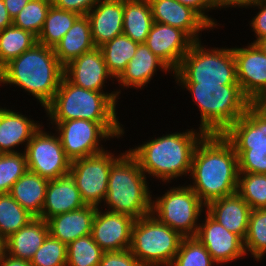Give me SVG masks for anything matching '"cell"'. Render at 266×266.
Wrapping results in <instances>:
<instances>
[{"mask_svg":"<svg viewBox=\"0 0 266 266\" xmlns=\"http://www.w3.org/2000/svg\"><path fill=\"white\" fill-rule=\"evenodd\" d=\"M238 156L223 134H205L192 157L189 186L207 205L237 193ZM191 177V178H190Z\"/></svg>","mask_w":266,"mask_h":266,"instance_id":"cell-1","label":"cell"},{"mask_svg":"<svg viewBox=\"0 0 266 266\" xmlns=\"http://www.w3.org/2000/svg\"><path fill=\"white\" fill-rule=\"evenodd\" d=\"M204 135L198 128L187 129L185 132L175 131L142 141V144L128 151L136 158L147 177L161 180L159 182H163L162 185L168 184L179 177L187 178L190 175L194 150Z\"/></svg>","mask_w":266,"mask_h":266,"instance_id":"cell-2","label":"cell"},{"mask_svg":"<svg viewBox=\"0 0 266 266\" xmlns=\"http://www.w3.org/2000/svg\"><path fill=\"white\" fill-rule=\"evenodd\" d=\"M63 77L64 66L53 48L36 43L1 69L0 85L18 86L45 108L52 101Z\"/></svg>","mask_w":266,"mask_h":266,"instance_id":"cell-3","label":"cell"},{"mask_svg":"<svg viewBox=\"0 0 266 266\" xmlns=\"http://www.w3.org/2000/svg\"><path fill=\"white\" fill-rule=\"evenodd\" d=\"M151 201L147 176L136 158L128 150L123 151L110 169L107 196L101 207L137 220L151 214Z\"/></svg>","mask_w":266,"mask_h":266,"instance_id":"cell-4","label":"cell"},{"mask_svg":"<svg viewBox=\"0 0 266 266\" xmlns=\"http://www.w3.org/2000/svg\"><path fill=\"white\" fill-rule=\"evenodd\" d=\"M118 94L84 89L65 76L52 101L44 108L50 122L85 119L97 123H120L116 106Z\"/></svg>","mask_w":266,"mask_h":266,"instance_id":"cell-5","label":"cell"},{"mask_svg":"<svg viewBox=\"0 0 266 266\" xmlns=\"http://www.w3.org/2000/svg\"><path fill=\"white\" fill-rule=\"evenodd\" d=\"M175 84L191 94L200 112L198 129L205 134H223L252 104L239 85Z\"/></svg>","mask_w":266,"mask_h":266,"instance_id":"cell-6","label":"cell"},{"mask_svg":"<svg viewBox=\"0 0 266 266\" xmlns=\"http://www.w3.org/2000/svg\"><path fill=\"white\" fill-rule=\"evenodd\" d=\"M194 41L172 77L176 83L239 85L233 47H207Z\"/></svg>","mask_w":266,"mask_h":266,"instance_id":"cell-7","label":"cell"},{"mask_svg":"<svg viewBox=\"0 0 266 266\" xmlns=\"http://www.w3.org/2000/svg\"><path fill=\"white\" fill-rule=\"evenodd\" d=\"M223 135L238 156L239 173L266 174V116L254 104Z\"/></svg>","mask_w":266,"mask_h":266,"instance_id":"cell-8","label":"cell"},{"mask_svg":"<svg viewBox=\"0 0 266 266\" xmlns=\"http://www.w3.org/2000/svg\"><path fill=\"white\" fill-rule=\"evenodd\" d=\"M183 238L149 214L134 221L129 249L142 266H170Z\"/></svg>","mask_w":266,"mask_h":266,"instance_id":"cell-9","label":"cell"},{"mask_svg":"<svg viewBox=\"0 0 266 266\" xmlns=\"http://www.w3.org/2000/svg\"><path fill=\"white\" fill-rule=\"evenodd\" d=\"M154 196L153 194L151 214L183 237H195L206 205L188 183L175 187L173 185L161 196Z\"/></svg>","mask_w":266,"mask_h":266,"instance_id":"cell-10","label":"cell"},{"mask_svg":"<svg viewBox=\"0 0 266 266\" xmlns=\"http://www.w3.org/2000/svg\"><path fill=\"white\" fill-rule=\"evenodd\" d=\"M56 131L66 156L71 160L91 156L105 150L101 144L125 135L121 123H97L85 119L49 122Z\"/></svg>","mask_w":266,"mask_h":266,"instance_id":"cell-11","label":"cell"},{"mask_svg":"<svg viewBox=\"0 0 266 266\" xmlns=\"http://www.w3.org/2000/svg\"><path fill=\"white\" fill-rule=\"evenodd\" d=\"M122 154L117 156L106 148L103 152L71 161L69 173L86 205L101 207L107 196L110 169Z\"/></svg>","mask_w":266,"mask_h":266,"instance_id":"cell-12","label":"cell"},{"mask_svg":"<svg viewBox=\"0 0 266 266\" xmlns=\"http://www.w3.org/2000/svg\"><path fill=\"white\" fill-rule=\"evenodd\" d=\"M43 126L41 125L27 144V166L29 171L47 180H54L69 174L71 160L66 156L56 132L45 131Z\"/></svg>","mask_w":266,"mask_h":266,"instance_id":"cell-13","label":"cell"},{"mask_svg":"<svg viewBox=\"0 0 266 266\" xmlns=\"http://www.w3.org/2000/svg\"><path fill=\"white\" fill-rule=\"evenodd\" d=\"M237 82L243 95L253 104L266 96V55L254 44L233 48Z\"/></svg>","mask_w":266,"mask_h":266,"instance_id":"cell-14","label":"cell"},{"mask_svg":"<svg viewBox=\"0 0 266 266\" xmlns=\"http://www.w3.org/2000/svg\"><path fill=\"white\" fill-rule=\"evenodd\" d=\"M200 222L202 223L199 224L195 237L205 246L217 266L237 262L236 260L246 256L244 241L226 230L206 211L204 219Z\"/></svg>","mask_w":266,"mask_h":266,"instance_id":"cell-15","label":"cell"},{"mask_svg":"<svg viewBox=\"0 0 266 266\" xmlns=\"http://www.w3.org/2000/svg\"><path fill=\"white\" fill-rule=\"evenodd\" d=\"M64 76L73 84L84 89L93 90L96 92H104L105 94H118L121 90L114 89L111 93L106 90L107 79L108 83L111 80L115 81L109 73L102 51L99 47L83 53L78 58H75L64 67Z\"/></svg>","mask_w":266,"mask_h":266,"instance_id":"cell-16","label":"cell"},{"mask_svg":"<svg viewBox=\"0 0 266 266\" xmlns=\"http://www.w3.org/2000/svg\"><path fill=\"white\" fill-rule=\"evenodd\" d=\"M134 221L131 216L97 207L91 235L104 252L129 249Z\"/></svg>","mask_w":266,"mask_h":266,"instance_id":"cell-17","label":"cell"},{"mask_svg":"<svg viewBox=\"0 0 266 266\" xmlns=\"http://www.w3.org/2000/svg\"><path fill=\"white\" fill-rule=\"evenodd\" d=\"M193 42L181 29L153 22L145 44L174 72Z\"/></svg>","mask_w":266,"mask_h":266,"instance_id":"cell-18","label":"cell"},{"mask_svg":"<svg viewBox=\"0 0 266 266\" xmlns=\"http://www.w3.org/2000/svg\"><path fill=\"white\" fill-rule=\"evenodd\" d=\"M153 21L184 31L193 41L201 39L203 31L213 28L192 8L177 0H149Z\"/></svg>","mask_w":266,"mask_h":266,"instance_id":"cell-19","label":"cell"},{"mask_svg":"<svg viewBox=\"0 0 266 266\" xmlns=\"http://www.w3.org/2000/svg\"><path fill=\"white\" fill-rule=\"evenodd\" d=\"M124 0H100L87 14L95 47L123 34Z\"/></svg>","mask_w":266,"mask_h":266,"instance_id":"cell-20","label":"cell"},{"mask_svg":"<svg viewBox=\"0 0 266 266\" xmlns=\"http://www.w3.org/2000/svg\"><path fill=\"white\" fill-rule=\"evenodd\" d=\"M161 69V70H160ZM160 70L173 74L171 68L158 56H156L145 43L138 44L134 57L128 62L127 67L116 79L120 88L126 90L134 88L143 89L150 84L152 77ZM146 85V86H145ZM145 86V87H144Z\"/></svg>","mask_w":266,"mask_h":266,"instance_id":"cell-21","label":"cell"},{"mask_svg":"<svg viewBox=\"0 0 266 266\" xmlns=\"http://www.w3.org/2000/svg\"><path fill=\"white\" fill-rule=\"evenodd\" d=\"M25 115L12 108L0 106V154L17 153L19 146L24 144L22 150L25 152L27 144L42 125V122L38 123L39 121Z\"/></svg>","mask_w":266,"mask_h":266,"instance_id":"cell-22","label":"cell"},{"mask_svg":"<svg viewBox=\"0 0 266 266\" xmlns=\"http://www.w3.org/2000/svg\"><path fill=\"white\" fill-rule=\"evenodd\" d=\"M251 210L238 193H235L211 201L206 205L205 211L226 230L238 235L244 241Z\"/></svg>","mask_w":266,"mask_h":266,"instance_id":"cell-23","label":"cell"},{"mask_svg":"<svg viewBox=\"0 0 266 266\" xmlns=\"http://www.w3.org/2000/svg\"><path fill=\"white\" fill-rule=\"evenodd\" d=\"M75 179L71 174L49 180L45 202L38 218L45 221L54 215L77 210L85 206Z\"/></svg>","mask_w":266,"mask_h":266,"instance_id":"cell-24","label":"cell"},{"mask_svg":"<svg viewBox=\"0 0 266 266\" xmlns=\"http://www.w3.org/2000/svg\"><path fill=\"white\" fill-rule=\"evenodd\" d=\"M97 207L85 205L80 209L61 213L47 219L49 234L68 245L91 234Z\"/></svg>","mask_w":266,"mask_h":266,"instance_id":"cell-25","label":"cell"},{"mask_svg":"<svg viewBox=\"0 0 266 266\" xmlns=\"http://www.w3.org/2000/svg\"><path fill=\"white\" fill-rule=\"evenodd\" d=\"M48 235L47 222L35 217L6 239V253L17 259L30 261Z\"/></svg>","mask_w":266,"mask_h":266,"instance_id":"cell-26","label":"cell"},{"mask_svg":"<svg viewBox=\"0 0 266 266\" xmlns=\"http://www.w3.org/2000/svg\"><path fill=\"white\" fill-rule=\"evenodd\" d=\"M94 48L90 21L86 15H82L75 21L53 50L58 61L65 67L75 58Z\"/></svg>","mask_w":266,"mask_h":266,"instance_id":"cell-27","label":"cell"},{"mask_svg":"<svg viewBox=\"0 0 266 266\" xmlns=\"http://www.w3.org/2000/svg\"><path fill=\"white\" fill-rule=\"evenodd\" d=\"M48 182L49 180L28 170L13 184L9 194L31 215L39 217Z\"/></svg>","mask_w":266,"mask_h":266,"instance_id":"cell-28","label":"cell"},{"mask_svg":"<svg viewBox=\"0 0 266 266\" xmlns=\"http://www.w3.org/2000/svg\"><path fill=\"white\" fill-rule=\"evenodd\" d=\"M153 22L149 0H124V35L139 44L145 43Z\"/></svg>","mask_w":266,"mask_h":266,"instance_id":"cell-29","label":"cell"},{"mask_svg":"<svg viewBox=\"0 0 266 266\" xmlns=\"http://www.w3.org/2000/svg\"><path fill=\"white\" fill-rule=\"evenodd\" d=\"M128 36L121 34L99 47L102 51L107 69L116 80L134 57L138 47Z\"/></svg>","mask_w":266,"mask_h":266,"instance_id":"cell-30","label":"cell"},{"mask_svg":"<svg viewBox=\"0 0 266 266\" xmlns=\"http://www.w3.org/2000/svg\"><path fill=\"white\" fill-rule=\"evenodd\" d=\"M81 15L56 8H49L37 43L54 48Z\"/></svg>","mask_w":266,"mask_h":266,"instance_id":"cell-31","label":"cell"},{"mask_svg":"<svg viewBox=\"0 0 266 266\" xmlns=\"http://www.w3.org/2000/svg\"><path fill=\"white\" fill-rule=\"evenodd\" d=\"M37 43V37L19 27H6L0 32V69Z\"/></svg>","mask_w":266,"mask_h":266,"instance_id":"cell-32","label":"cell"},{"mask_svg":"<svg viewBox=\"0 0 266 266\" xmlns=\"http://www.w3.org/2000/svg\"><path fill=\"white\" fill-rule=\"evenodd\" d=\"M35 217L9 193L0 194V236L7 239Z\"/></svg>","mask_w":266,"mask_h":266,"instance_id":"cell-33","label":"cell"},{"mask_svg":"<svg viewBox=\"0 0 266 266\" xmlns=\"http://www.w3.org/2000/svg\"><path fill=\"white\" fill-rule=\"evenodd\" d=\"M244 249L246 256L251 254L255 261L261 262V260L265 259L266 208L251 210L248 231L244 240Z\"/></svg>","mask_w":266,"mask_h":266,"instance_id":"cell-34","label":"cell"},{"mask_svg":"<svg viewBox=\"0 0 266 266\" xmlns=\"http://www.w3.org/2000/svg\"><path fill=\"white\" fill-rule=\"evenodd\" d=\"M103 253L91 234L80 237L67 245L66 266H99Z\"/></svg>","mask_w":266,"mask_h":266,"instance_id":"cell-35","label":"cell"},{"mask_svg":"<svg viewBox=\"0 0 266 266\" xmlns=\"http://www.w3.org/2000/svg\"><path fill=\"white\" fill-rule=\"evenodd\" d=\"M237 193L252 210L266 208V174L239 173Z\"/></svg>","mask_w":266,"mask_h":266,"instance_id":"cell-36","label":"cell"},{"mask_svg":"<svg viewBox=\"0 0 266 266\" xmlns=\"http://www.w3.org/2000/svg\"><path fill=\"white\" fill-rule=\"evenodd\" d=\"M52 0H31L13 19V25L38 37Z\"/></svg>","mask_w":266,"mask_h":266,"instance_id":"cell-37","label":"cell"},{"mask_svg":"<svg viewBox=\"0 0 266 266\" xmlns=\"http://www.w3.org/2000/svg\"><path fill=\"white\" fill-rule=\"evenodd\" d=\"M205 246L196 237H184L170 266H215Z\"/></svg>","mask_w":266,"mask_h":266,"instance_id":"cell-38","label":"cell"},{"mask_svg":"<svg viewBox=\"0 0 266 266\" xmlns=\"http://www.w3.org/2000/svg\"><path fill=\"white\" fill-rule=\"evenodd\" d=\"M28 171L25 152L0 154V194L9 193L13 184Z\"/></svg>","mask_w":266,"mask_h":266,"instance_id":"cell-39","label":"cell"},{"mask_svg":"<svg viewBox=\"0 0 266 266\" xmlns=\"http://www.w3.org/2000/svg\"><path fill=\"white\" fill-rule=\"evenodd\" d=\"M30 261L32 266H66L67 245L49 234Z\"/></svg>","mask_w":266,"mask_h":266,"instance_id":"cell-40","label":"cell"},{"mask_svg":"<svg viewBox=\"0 0 266 266\" xmlns=\"http://www.w3.org/2000/svg\"><path fill=\"white\" fill-rule=\"evenodd\" d=\"M99 266H142L130 249L104 252Z\"/></svg>","mask_w":266,"mask_h":266,"instance_id":"cell-41","label":"cell"},{"mask_svg":"<svg viewBox=\"0 0 266 266\" xmlns=\"http://www.w3.org/2000/svg\"><path fill=\"white\" fill-rule=\"evenodd\" d=\"M250 7H253V10L258 9V12L249 21L251 31L254 32V37L256 38L253 42L251 41V43H254L257 39L266 37V0H253L248 9Z\"/></svg>","mask_w":266,"mask_h":266,"instance_id":"cell-42","label":"cell"},{"mask_svg":"<svg viewBox=\"0 0 266 266\" xmlns=\"http://www.w3.org/2000/svg\"><path fill=\"white\" fill-rule=\"evenodd\" d=\"M100 0H52V4L62 10L86 15Z\"/></svg>","mask_w":266,"mask_h":266,"instance_id":"cell-43","label":"cell"},{"mask_svg":"<svg viewBox=\"0 0 266 266\" xmlns=\"http://www.w3.org/2000/svg\"><path fill=\"white\" fill-rule=\"evenodd\" d=\"M178 2L194 9L214 30L218 28V21L211 16H208V12H212V4L210 0H177Z\"/></svg>","mask_w":266,"mask_h":266,"instance_id":"cell-44","label":"cell"},{"mask_svg":"<svg viewBox=\"0 0 266 266\" xmlns=\"http://www.w3.org/2000/svg\"><path fill=\"white\" fill-rule=\"evenodd\" d=\"M212 4V10H221L222 8L226 10V8H245L253 2V0H210ZM216 8V9H215Z\"/></svg>","mask_w":266,"mask_h":266,"instance_id":"cell-45","label":"cell"},{"mask_svg":"<svg viewBox=\"0 0 266 266\" xmlns=\"http://www.w3.org/2000/svg\"><path fill=\"white\" fill-rule=\"evenodd\" d=\"M31 0H4L5 7L12 20L18 15V13L27 5Z\"/></svg>","mask_w":266,"mask_h":266,"instance_id":"cell-46","label":"cell"},{"mask_svg":"<svg viewBox=\"0 0 266 266\" xmlns=\"http://www.w3.org/2000/svg\"><path fill=\"white\" fill-rule=\"evenodd\" d=\"M12 24L13 20L5 7L4 0H0V32Z\"/></svg>","mask_w":266,"mask_h":266,"instance_id":"cell-47","label":"cell"},{"mask_svg":"<svg viewBox=\"0 0 266 266\" xmlns=\"http://www.w3.org/2000/svg\"><path fill=\"white\" fill-rule=\"evenodd\" d=\"M0 266H32V264L29 260L17 259L6 253L0 262Z\"/></svg>","mask_w":266,"mask_h":266,"instance_id":"cell-48","label":"cell"},{"mask_svg":"<svg viewBox=\"0 0 266 266\" xmlns=\"http://www.w3.org/2000/svg\"><path fill=\"white\" fill-rule=\"evenodd\" d=\"M266 116V96H263L253 103Z\"/></svg>","mask_w":266,"mask_h":266,"instance_id":"cell-49","label":"cell"},{"mask_svg":"<svg viewBox=\"0 0 266 266\" xmlns=\"http://www.w3.org/2000/svg\"><path fill=\"white\" fill-rule=\"evenodd\" d=\"M254 44L266 55V37L257 39Z\"/></svg>","mask_w":266,"mask_h":266,"instance_id":"cell-50","label":"cell"},{"mask_svg":"<svg viewBox=\"0 0 266 266\" xmlns=\"http://www.w3.org/2000/svg\"><path fill=\"white\" fill-rule=\"evenodd\" d=\"M6 254V239L0 236V262Z\"/></svg>","mask_w":266,"mask_h":266,"instance_id":"cell-51","label":"cell"}]
</instances>
